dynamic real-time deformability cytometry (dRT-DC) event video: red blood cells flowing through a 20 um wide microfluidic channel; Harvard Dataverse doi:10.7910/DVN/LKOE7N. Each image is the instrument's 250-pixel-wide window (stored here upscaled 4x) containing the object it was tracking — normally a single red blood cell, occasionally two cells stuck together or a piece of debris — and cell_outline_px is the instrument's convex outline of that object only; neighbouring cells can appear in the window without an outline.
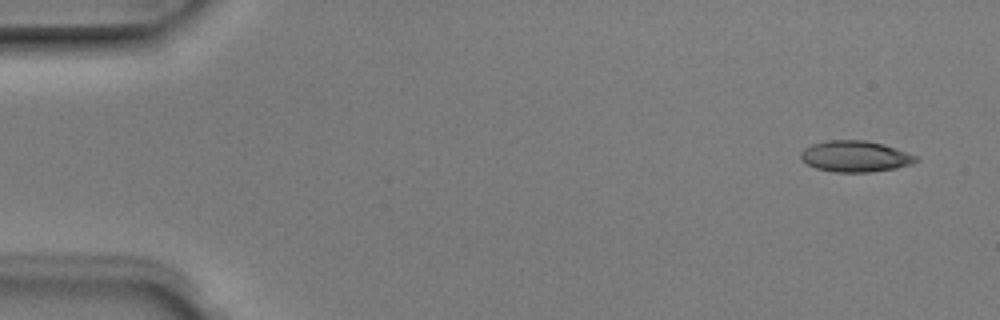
{"species": "Egyptian fruit bat (a non-hibernating species)", "species_latin": "Rousettus aegyptiacus", "temperature_condition": "room temperature", "stored_images_in_passage": 5, "camera_frame_rate_fps": 3000, "um_per_image_px": 0.085, "animal": {"sex": "male"}, "frame": {"image": 1, "passage_image": 1, "time_ms": 0.0, "image_size_px": [1000, 320], "cell_outline_px": [[920, 160], [912, 164], [896, 168], [872, 172], [832, 172], [816, 168], [808, 164], [800, 156], [800, 152], [804, 148], [812, 144], [824, 140], [864, 140], [884, 144], [920, 156]], "centroid_in_image_um": [72.74, 13.29], "position_along_channel_um": 12.3, "area_um2": 21.15}}
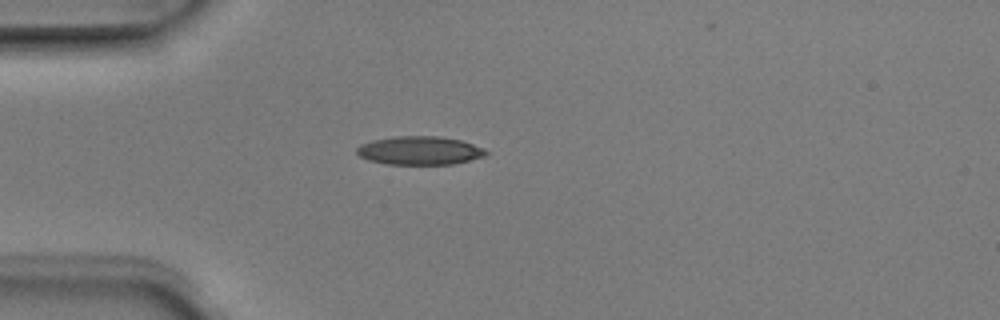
{"frame": {"image": 2, "passage_image": 4, "time_ms": 1.0, "image_size_px": [1000, 320], "cell_outline_px": [[488, 152], [484, 156], [452, 164], [388, 164], [368, 160], [360, 156], [356, 152], [356, 148], [360, 144], [372, 140], [392, 136], [440, 136], [460, 140], [484, 148]], "centroid_in_image_um": [35.63, 12.78], "position_along_channel_um": 49.4, "area_um2": 21.39}}